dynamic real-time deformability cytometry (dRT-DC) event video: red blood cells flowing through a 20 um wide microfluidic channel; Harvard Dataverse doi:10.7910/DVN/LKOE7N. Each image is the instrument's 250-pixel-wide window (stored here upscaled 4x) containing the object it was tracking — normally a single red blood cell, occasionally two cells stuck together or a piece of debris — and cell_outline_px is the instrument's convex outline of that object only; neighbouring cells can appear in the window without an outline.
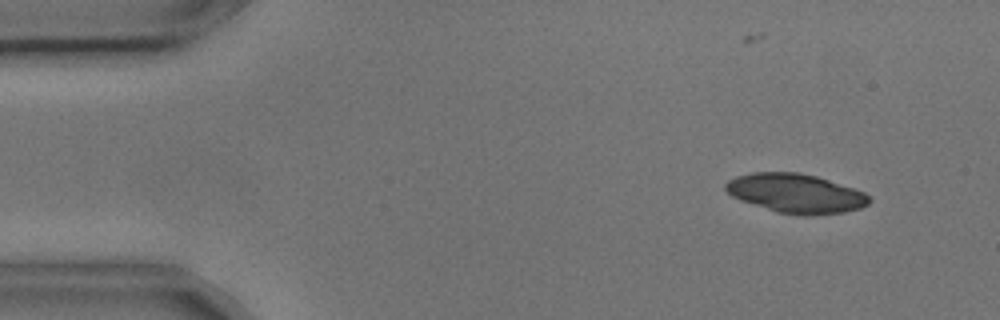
{"species": "common noctule bat (a hibernating species)", "species_latin": "Nyctalus noctula", "temperature_condition": "cold", "stored_images_in_passage": 4, "camera_frame_rate_fps": 3000, "um_per_image_px": 0.085, "animal": {"sex": "male", "body_mass_g": 17.9, "forearm_length_mm": 54.2}, "frame": {"image": 1, "passage_image": 1, "time_ms": 0.0, "image_size_px": [1000, 320], "cell_outline_px": [[872, 200], [868, 204], [860, 208], [844, 212], [808, 216], [804, 216], [776, 212], [740, 200], [732, 196], [724, 188], [724, 184], [728, 180], [736, 176], [752, 172], [800, 172], [816, 176], [864, 192]], "centroid_in_image_um": [67.61, 16.44], "position_along_channel_um": 17.4, "area_um2": 32.77}}